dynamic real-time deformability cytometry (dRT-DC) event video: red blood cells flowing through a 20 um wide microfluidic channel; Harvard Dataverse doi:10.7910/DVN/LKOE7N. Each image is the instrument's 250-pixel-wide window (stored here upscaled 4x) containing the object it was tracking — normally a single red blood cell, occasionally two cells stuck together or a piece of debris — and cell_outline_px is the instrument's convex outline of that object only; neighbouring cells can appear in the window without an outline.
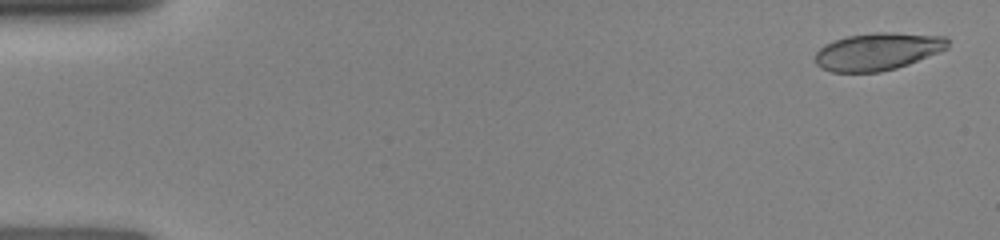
{"species": "human", "species_latin": "Homo sapiens", "temperature_condition": "room temperature", "stored_images_in_passage": 31, "camera_frame_rate_fps": 3000, "um_per_image_px": 0.085, "donor": {"sex": "female"}, "frame": {"image": 1, "passage_image": 1, "time_ms": 0.0, "image_size_px": [1000, 240], "cell_outline_px": [[948, 48], [940, 52], [908, 64], [896, 68], [880, 72], [832, 72], [820, 68], [816, 64], [816, 52], [824, 44], [848, 36], [872, 32], [896, 32], [944, 36], [948, 40]], "centroid_in_image_um": [74.61, 4.37], "position_along_channel_um": 10.4, "area_um2": 29.02}}
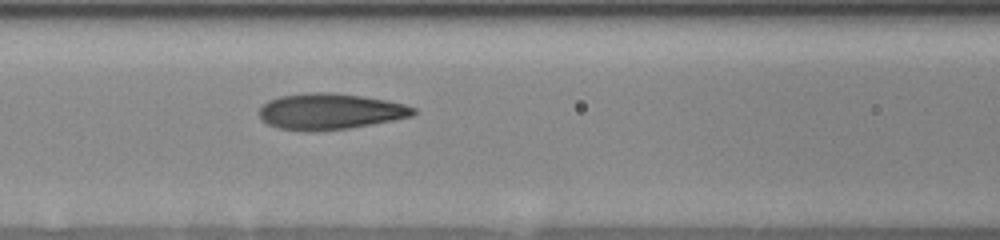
{"frame": {"image": 2, "passage_image": 18, "time_ms": 6.333, "image_size_px": [1000, 240], "cell_outline_px": [[416, 112], [412, 116], [372, 124], [348, 128], [316, 132], [304, 132], [280, 128], [268, 124], [260, 116], [260, 108], [268, 100], [280, 96], [308, 92], [332, 92], [364, 96], [388, 100], [404, 104], [416, 108]], "centroid_in_image_um": [28.07, 9.47], "position_along_channel_um": 138.5, "area_um2": 32.54}}
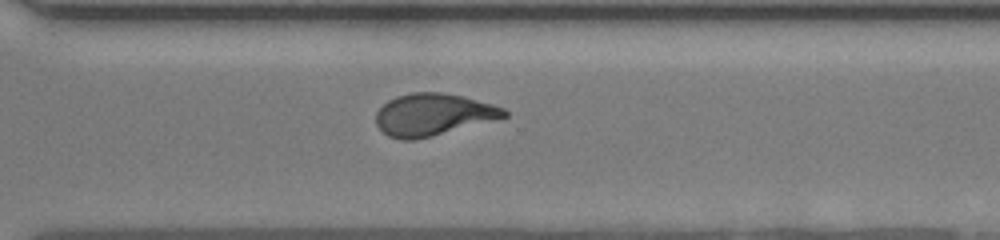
{"frame": {"image": 3, "passage_image": 31, "time_ms": 11.0, "image_size_px": [1000, 240], "cell_outline_px": [[508, 116], [432, 136], [416, 140], [400, 140], [388, 136], [376, 124], [376, 112], [388, 100], [396, 96], [412, 92], [444, 92], [492, 104], [504, 108], [508, 112]], "centroid_in_image_um": [36.78, 9.74], "position_along_channel_um": 333.8, "area_um2": 31.21}}